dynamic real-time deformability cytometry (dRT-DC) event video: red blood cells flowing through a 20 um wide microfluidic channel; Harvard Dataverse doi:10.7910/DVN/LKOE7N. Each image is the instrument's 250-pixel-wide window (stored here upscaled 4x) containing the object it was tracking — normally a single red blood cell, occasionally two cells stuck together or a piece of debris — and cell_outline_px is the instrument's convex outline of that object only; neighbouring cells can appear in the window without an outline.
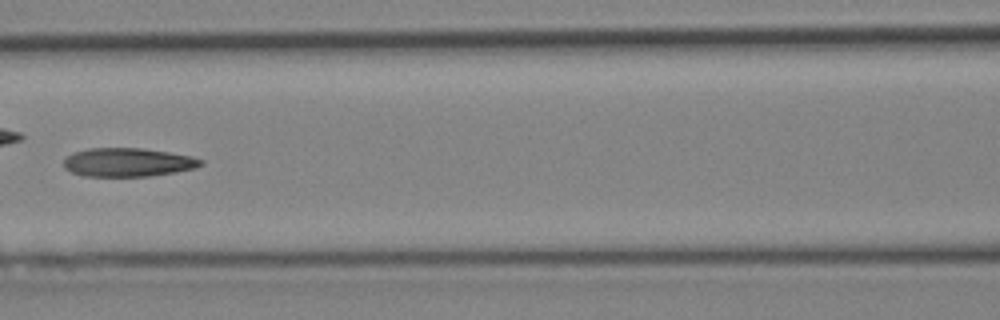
{"species": "Egyptian fruit bat (a non-hibernating species)", "species_latin": "Rousettus aegyptiacus", "temperature_condition": "cold", "stored_images_in_passage": 35, "camera_frame_rate_fps": 3000, "um_per_image_px": 0.085, "animal": {"sex": "female"}, "frame": {"image": 1, "passage_image": 11, "time_ms": 3.333, "image_size_px": [1000, 320], "cell_outline_px": [[204, 164], [196, 168], [176, 172], [148, 176], [84, 176], [72, 172], [64, 168], [64, 160], [68, 156], [76, 152], [88, 148], [140, 148], [168, 152], [192, 156], [204, 160]], "centroid_in_image_um": [10.91, 13.8], "position_along_channel_um": 155.7, "area_um2": 22.83}}
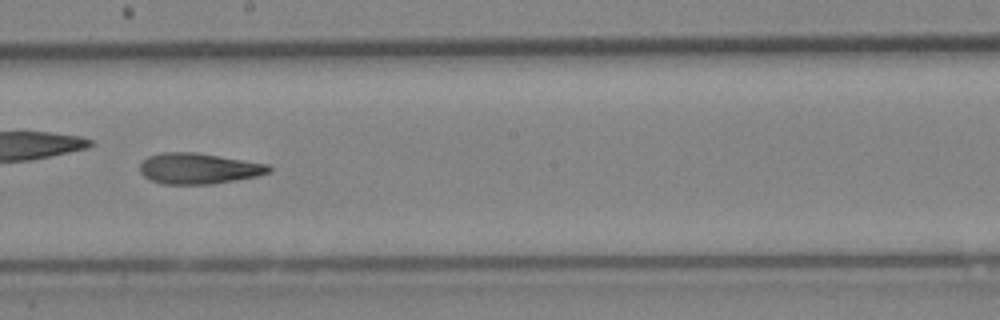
{"frame": {"image": 2, "passage_image": 16, "time_ms": 5.0, "image_size_px": [1000, 320], "cell_outline_px": [[272, 172], [256, 176], [236, 180], [212, 184], [164, 184], [148, 180], [140, 172], [140, 164], [148, 156], [160, 152], [196, 152], [268, 164], [272, 168]], "centroid_in_image_um": [16.87, 14.32], "position_along_channel_um": 231.3, "area_um2": 23.29}}